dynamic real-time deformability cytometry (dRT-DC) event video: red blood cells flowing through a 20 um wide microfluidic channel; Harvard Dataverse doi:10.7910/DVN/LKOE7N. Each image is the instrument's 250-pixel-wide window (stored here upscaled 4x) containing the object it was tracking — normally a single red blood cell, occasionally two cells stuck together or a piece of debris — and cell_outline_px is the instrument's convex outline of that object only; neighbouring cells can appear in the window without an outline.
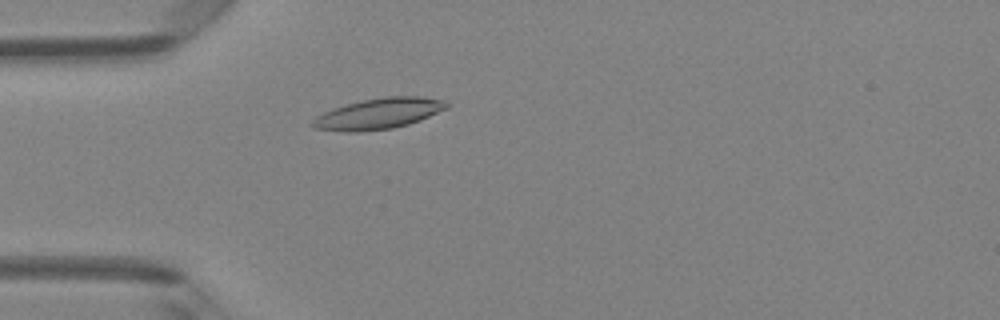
{"species": "Egyptian fruit bat (a non-hibernating species)", "species_latin": "Rousettus aegyptiacus", "temperature_condition": "room temperature", "stored_images_in_passage": 47, "camera_frame_rate_fps": 3000, "um_per_image_px": 0.085, "animal": {"sex": "female"}, "frame": {"image": 1, "passage_image": 12, "time_ms": 3.667, "image_size_px": [1000, 320], "cell_outline_px": [[448, 108], [420, 120], [408, 124], [392, 128], [360, 132], [344, 132], [312, 128], [308, 124], [316, 116], [332, 108], [344, 104], [384, 96], [420, 96], [448, 100]], "centroid_in_image_um": [32.15, 9.66], "position_along_channel_um": 52.8, "area_um2": 24.45}}
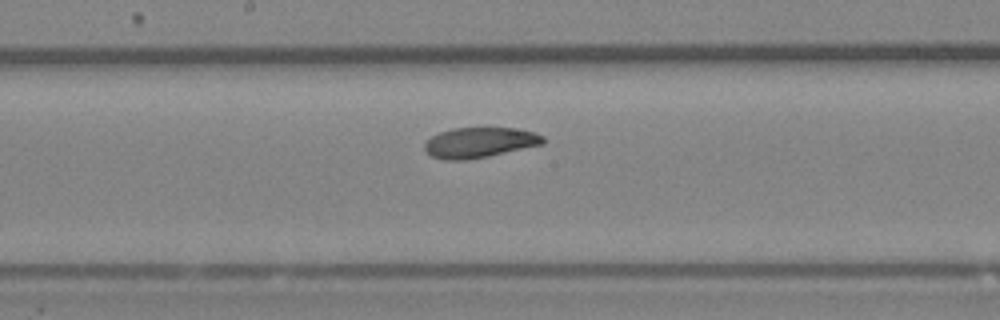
{"frame": {"image": 2, "passage_image": 24, "time_ms": 7.667, "image_size_px": [1000, 320], "cell_outline_px": [[544, 144], [488, 156], [468, 160], [444, 160], [432, 156], [424, 148], [424, 144], [432, 136], [440, 132], [452, 128], [516, 128], [536, 132], [544, 136]], "centroid_in_image_um": [40.79, 12.11], "position_along_channel_um": 207.4, "area_um2": 20.92}}
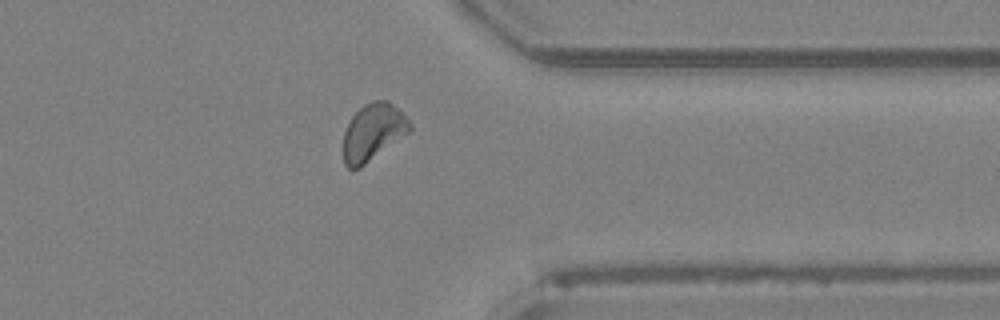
{"frame": {"image": 3, "passage_image": 37, "time_ms": 12.0, "image_size_px": [1000, 320], "cell_outline_px": [[412, 128], [408, 132], [360, 168], [348, 168], [344, 164], [344, 132], [352, 116], [364, 104], [372, 100], [388, 100], [412, 124]], "centroid_in_image_um": [31.69, 11.22], "position_along_channel_um": 379.7, "area_um2": 21.56}, "authors_computed_cell_mechanics": {"area_um2": 21.7328, "velocity_mm_per_s": 4.1126, "shape_relaxation_time_tau1_ms": 4.6208, "shape_relaxation_time_tau2_ms": 4.2159, "deformation_change_tau1": 0.1155, "deformation_change_tau2": 0.0895}}